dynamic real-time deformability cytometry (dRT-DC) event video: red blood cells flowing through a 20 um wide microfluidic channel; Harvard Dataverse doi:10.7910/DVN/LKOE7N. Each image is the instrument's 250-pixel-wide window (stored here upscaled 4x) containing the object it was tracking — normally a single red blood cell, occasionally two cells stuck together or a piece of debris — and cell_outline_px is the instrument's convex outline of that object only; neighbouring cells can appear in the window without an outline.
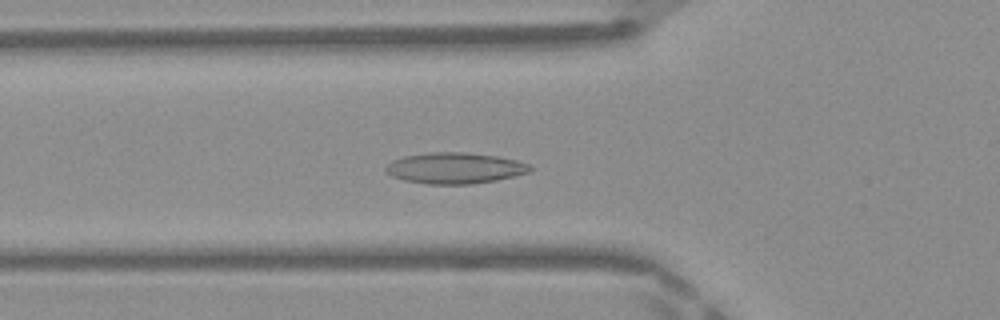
{"species": "Egyptian fruit bat (a non-hibernating species)", "species_latin": "Rousettus aegyptiacus", "temperature_condition": "warm", "stored_images_in_passage": 49, "camera_frame_rate_fps": 3000, "um_per_image_px": 0.085, "frame": {"image": 1, "passage_image": 17, "time_ms": 5.333, "image_size_px": [1000, 320], "cell_outline_px": [[532, 168], [528, 172], [516, 176], [496, 180], [472, 184], [428, 184], [404, 180], [392, 176], [384, 168], [392, 160], [404, 156], [432, 152], [464, 152], [496, 156], [516, 160], [528, 164]], "centroid_in_image_um": [38.66, 14.29], "position_along_channel_um": 87.1, "area_um2": 25.95}}
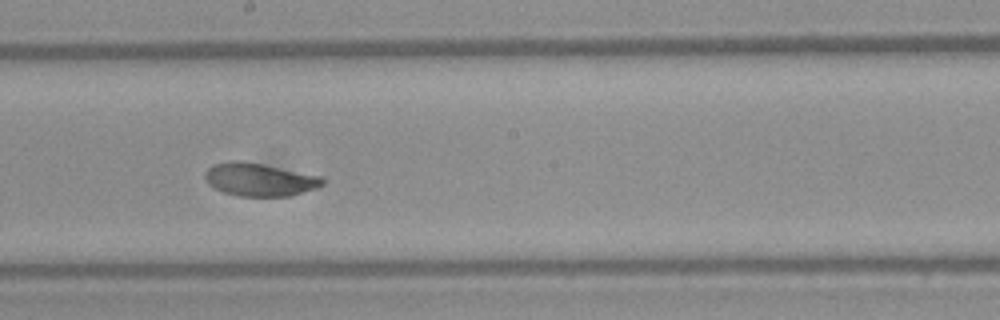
{"frame": {"image": 2, "passage_image": 27, "time_ms": 8.667, "image_size_px": [1000, 320], "cell_outline_px": [[324, 184], [320, 188], [288, 196], [240, 196], [224, 192], [208, 184], [204, 176], [204, 172], [212, 164], [228, 160], [240, 160], [264, 164], [320, 176], [324, 180]], "centroid_in_image_um": [22.05, 15.25], "position_along_channel_um": 226.2, "area_um2": 22.77}}
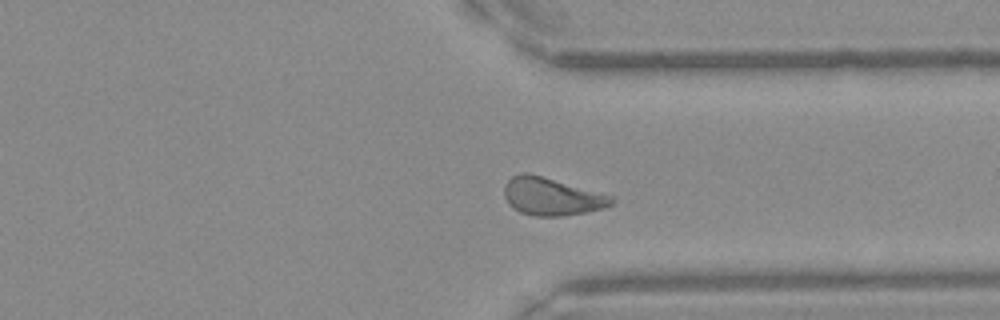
{"frame": {"image": 3, "passage_image": 37, "time_ms": 12.0, "image_size_px": [1000, 320], "cell_outline_px": [[616, 200], [612, 204], [604, 208], [564, 216], [536, 216], [520, 212], [512, 208], [508, 204], [504, 196], [504, 188], [508, 180], [512, 176], [520, 172], [528, 172], [616, 196]], "centroid_in_image_um": [46.91, 16.69], "position_along_channel_um": 364.5, "area_um2": 23.87}, "authors_computed_cell_mechanics": {"area_um2": 23.4668, "velocity_mm_per_s": 4.147, "shape_relaxation_time_tau1_ms": 4.1231, "shape_relaxation_time_tau2_ms": 0.897, "deformation_change_tau1": 0.1392, "deformation_change_tau2": 0.0501}}